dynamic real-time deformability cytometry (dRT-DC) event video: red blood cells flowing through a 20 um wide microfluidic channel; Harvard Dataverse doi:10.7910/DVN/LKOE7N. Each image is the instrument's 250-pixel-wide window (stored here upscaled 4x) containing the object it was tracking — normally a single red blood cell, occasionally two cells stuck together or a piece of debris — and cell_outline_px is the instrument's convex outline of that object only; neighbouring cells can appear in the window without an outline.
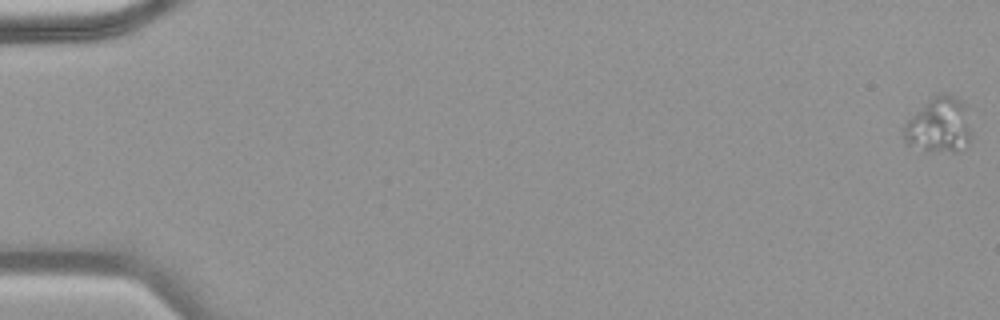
{"species": "common noctule bat (a hibernating species)", "species_latin": "Nyctalus noctula", "temperature_condition": "warm", "stored_images_in_passage": 73, "camera_frame_rate_fps": 3000, "um_per_image_px": 0.085, "animal": {"sex": "female", "body_mass_g": 18.4}, "frame": {"image": 1, "passage_image": 1, "time_ms": 0.0, "image_size_px": [1000, 320], "cell_outline_px": [[972, 136], [960, 152], [924, 152], [908, 144], [904, 140], [904, 124], [932, 96], [944, 92], [964, 100], [968, 104], [972, 132]], "centroid_in_image_um": [79.89, 10.64], "position_along_channel_um": 5.1, "area_um2": 22.6}}
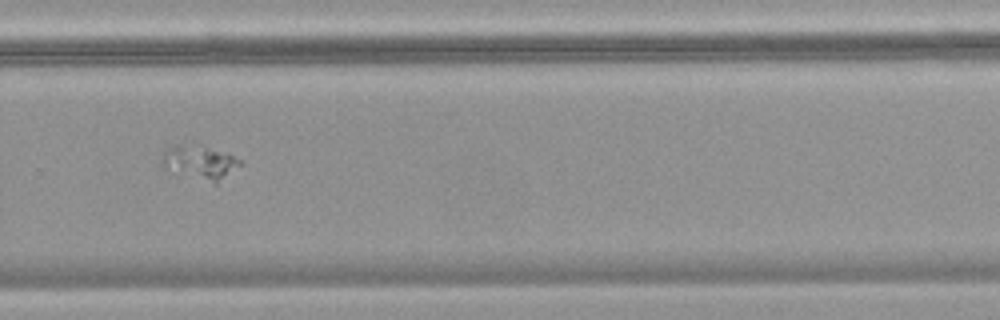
{"frame": {"image": 2, "passage_image": 52, "time_ms": 17.0, "image_size_px": [1000, 320], "cell_outline_px": [[244, 164], [216, 184], [160, 164], [160, 160], [164, 152], [168, 148], [176, 144], [192, 140], [228, 152], [244, 160]], "centroid_in_image_um": [17.1, 13.68], "position_along_channel_um": 312.7, "area_um2": 15.9}}
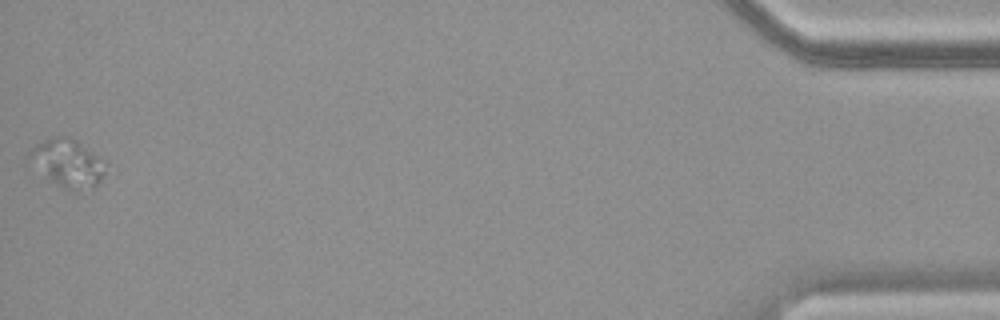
{"frame": {"image": 3, "passage_image": 73, "time_ms": 24.0, "image_size_px": [1000, 320], "cell_outline_px": [[108, 172], [92, 192], [76, 192], [64, 188], [56, 184], [48, 176], [28, 152], [36, 144], [52, 136], [64, 136], [76, 140], [104, 160], [108, 168]], "centroid_in_image_um": [5.92, 13.91], "position_along_channel_um": 429.3, "area_um2": 20.98}}